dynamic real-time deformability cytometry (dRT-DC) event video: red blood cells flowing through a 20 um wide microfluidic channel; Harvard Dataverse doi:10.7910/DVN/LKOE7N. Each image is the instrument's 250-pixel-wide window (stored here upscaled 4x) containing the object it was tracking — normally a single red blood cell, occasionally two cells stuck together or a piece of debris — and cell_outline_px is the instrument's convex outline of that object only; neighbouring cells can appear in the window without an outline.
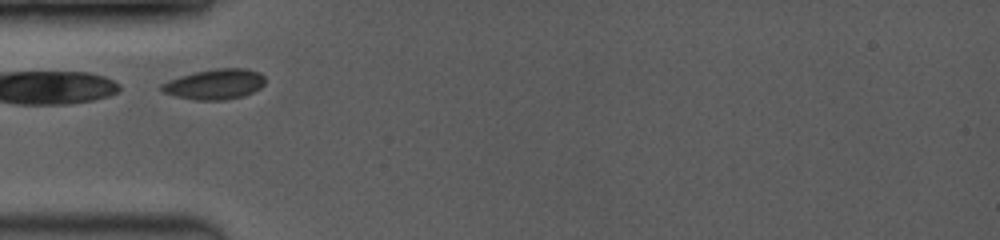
{"species": "common noctule bat (a hibernating species)", "species_latin": "Nyctalus noctula", "temperature_condition": "room temperature", "stored_images_in_passage": 52, "camera_frame_rate_fps": 3500, "um_per_image_px": 0.085, "animal": {"sex": "female", "body_mass_g": 19.0, "forearm_length_mm": 53.3}, "frame": {"image": 1, "passage_image": 1, "time_ms": 0.0, "image_size_px": [1000, 240], "cell_outline_px": [[264, 84], [260, 88], [244, 96], [224, 100], [196, 100], [176, 96], [164, 92], [160, 88], [160, 84], [168, 80], [180, 76], [196, 72], [216, 68], [244, 68], [260, 72], [264, 76]], "centroid_in_image_um": [18.27, 7.15], "position_along_channel_um": 66.7, "area_um2": 18.26}}
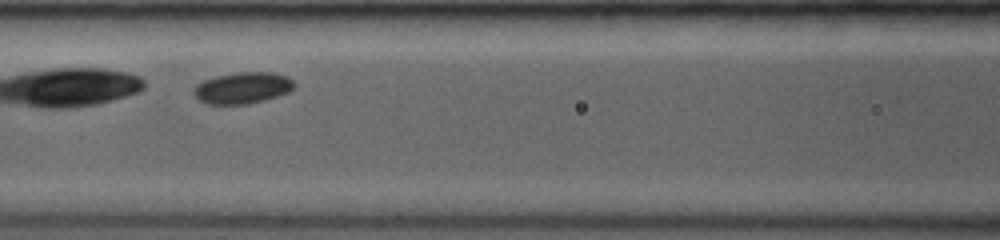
{"frame": {"image": 2, "passage_image": 13, "time_ms": 2.0, "image_size_px": [1000, 240], "cell_outline_px": [[296, 84], [288, 92], [264, 100], [248, 104], [208, 104], [200, 100], [192, 92], [192, 88], [196, 84], [204, 80], [216, 76], [236, 72], [272, 72], [284, 76], [292, 80]], "centroid_in_image_um": [20.58, 7.47], "position_along_channel_um": 146.0, "area_um2": 18.32}}
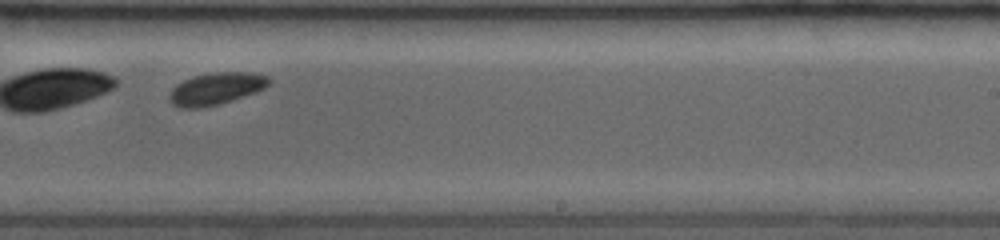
{"frame": {"image": 3, "passage_image": 32, "time_ms": 5.143, "image_size_px": [1000, 240], "cell_outline_px": [[272, 80], [264, 88], [256, 92], [220, 104], [200, 108], [180, 108], [172, 104], [168, 100], [168, 96], [172, 88], [176, 84], [192, 76], [212, 72], [252, 72], [268, 76]], "centroid_in_image_um": [18.34, 7.53], "position_along_channel_um": 270.7, "area_um2": 18.84}, "authors_computed_cell_mechanics": {"area_um2": 18.3804, "velocity_mm_per_s": 3.9802, "shape_relaxation_time_tau1_ms": null, "shape_relaxation_time_tau2_ms": 2.2692, "deformation_change_tau1": null, "deformation_change_tau2": 0.0502}}